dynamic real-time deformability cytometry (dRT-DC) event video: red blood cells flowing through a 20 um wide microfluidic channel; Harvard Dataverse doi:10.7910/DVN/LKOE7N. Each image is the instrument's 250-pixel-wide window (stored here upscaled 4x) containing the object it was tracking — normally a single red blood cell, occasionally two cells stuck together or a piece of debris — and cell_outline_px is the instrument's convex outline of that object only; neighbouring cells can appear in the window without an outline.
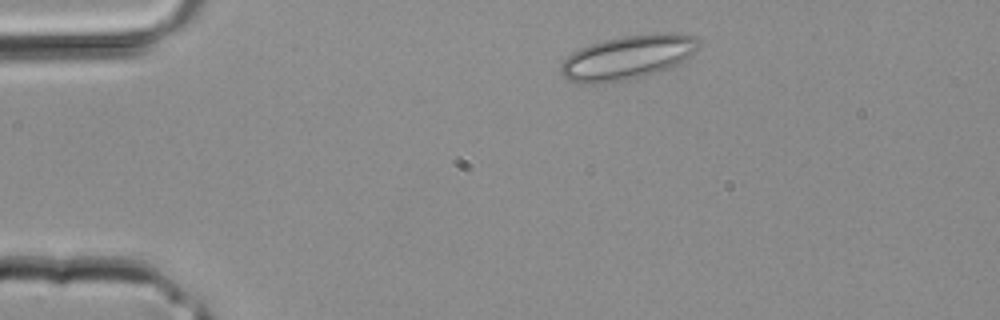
{"species": "common noctule bat (a hibernating species)", "species_latin": "Nyctalus noctula", "temperature_condition": "room temperature", "stored_images_in_passage": 1, "camera_frame_rate_fps": 3000, "um_per_image_px": 0.085, "animal": {"sex": "male", "body_mass_g": 20.4}, "frame": {"image": 1, "passage_image": 1, "time_ms": 0.0, "image_size_px": [1000, 320], "cell_outline_px": [[700, 44], [684, 60], [668, 68], [628, 80], [600, 84], [576, 84], [568, 80], [560, 72], [560, 64], [572, 52], [588, 44], [604, 40], [624, 36], [660, 32], [676, 32], [696, 36], [700, 40]], "centroid_in_image_um": [53.31, 4.87], "position_along_channel_um": 31.7, "area_um2": 35.6}}